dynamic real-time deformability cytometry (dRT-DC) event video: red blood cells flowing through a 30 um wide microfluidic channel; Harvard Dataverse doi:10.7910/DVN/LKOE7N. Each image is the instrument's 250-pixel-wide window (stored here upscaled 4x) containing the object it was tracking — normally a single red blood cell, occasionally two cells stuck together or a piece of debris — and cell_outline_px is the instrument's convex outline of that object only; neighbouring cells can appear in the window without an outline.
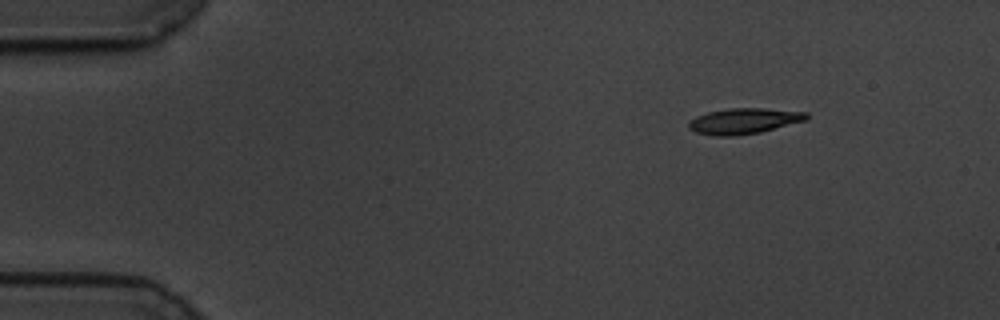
{"species": "common noctule bat (a hibernating species)", "species_latin": "Nyctalus noctula", "temperature_condition": "cold", "stored_images_in_passage": 52, "camera_frame_rate_fps": 3000, "um_per_image_px": 0.085, "animal": {"sex": "male", "body_mass_g": 19.5, "forearm_length_mm": 54.6}, "frame": {"image": 1, "passage_image": 1, "time_ms": 0.0, "image_size_px": [1000, 320], "cell_outline_px": [[808, 120], [760, 132], [736, 136], [716, 136], [696, 132], [688, 128], [688, 120], [696, 116], [708, 112], [728, 108], [764, 108], [808, 112]], "centroid_in_image_um": [63.23, 10.28], "position_along_channel_um": 21.8, "area_um2": 17.8}}
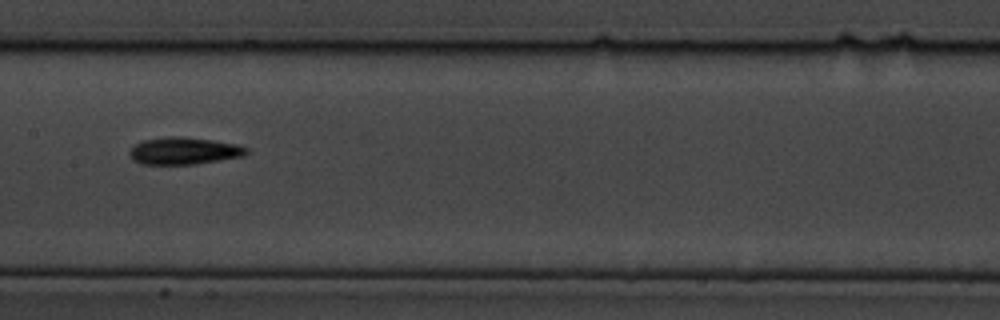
{"frame": {"image": 2, "passage_image": 23, "time_ms": 7.333, "image_size_px": [1000, 320], "cell_outline_px": [[248, 152], [244, 156], [196, 164], [140, 164], [132, 160], [128, 152], [136, 144], [144, 140], [168, 136], [180, 136], [212, 140], [236, 144], [248, 148]], "centroid_in_image_um": [15.63, 12.83], "position_along_channel_um": 191.8, "area_um2": 18.5}}
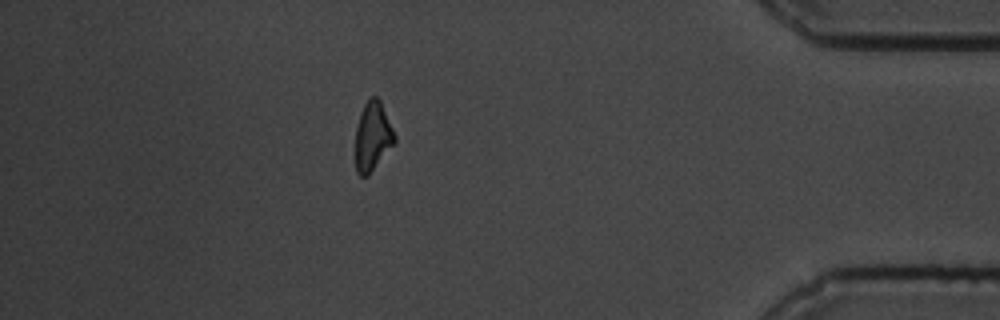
{"frame": {"image": 3, "passage_image": 45, "time_ms": 14.667, "image_size_px": [1000, 320], "cell_outline_px": [[396, 144], [368, 176], [360, 176], [356, 172], [356, 128], [360, 112], [368, 96], [376, 96], [380, 100], [396, 136]], "centroid_in_image_um": [31.69, 11.6], "position_along_channel_um": 403.5, "area_um2": 16.07}, "authors_computed_cell_mechanics": {"area_um2": 17.2533, "velocity_mm_per_s": 3.4513, "shape_relaxation_time_tau1_ms": 3.0418, "shape_relaxation_time_tau2_ms": null, "deformation_change_tau1": 0.156, "deformation_change_tau2": null}}